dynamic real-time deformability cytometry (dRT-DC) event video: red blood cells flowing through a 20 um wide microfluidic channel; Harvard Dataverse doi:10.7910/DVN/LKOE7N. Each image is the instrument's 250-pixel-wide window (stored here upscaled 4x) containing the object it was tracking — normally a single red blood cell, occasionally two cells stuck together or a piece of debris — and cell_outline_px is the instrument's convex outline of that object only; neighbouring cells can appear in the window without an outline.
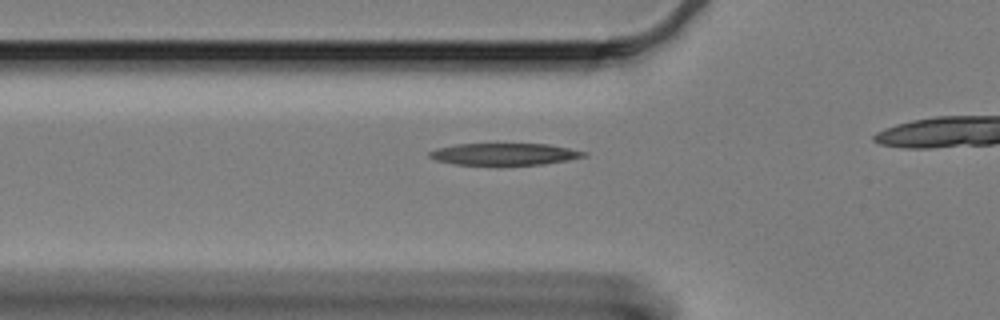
{"species": "Egyptian fruit bat (a non-hibernating species)", "species_latin": "Rousettus aegyptiacus", "temperature_condition": "cold", "stored_images_in_passage": 8, "camera_frame_rate_fps": 3000, "um_per_image_px": 0.085, "animal": {"sex": "female"}, "frame": {"image": 1, "passage_image": 2, "time_ms": 0.333, "image_size_px": [1000, 320], "cell_outline_px": [[588, 156], [568, 160], [540, 164], [456, 164], [436, 160], [428, 156], [428, 152], [436, 148], [456, 144], [548, 144], [588, 152]], "centroid_in_image_um": [42.88, 13.09], "position_along_channel_um": 82.9, "area_um2": 19.42}}
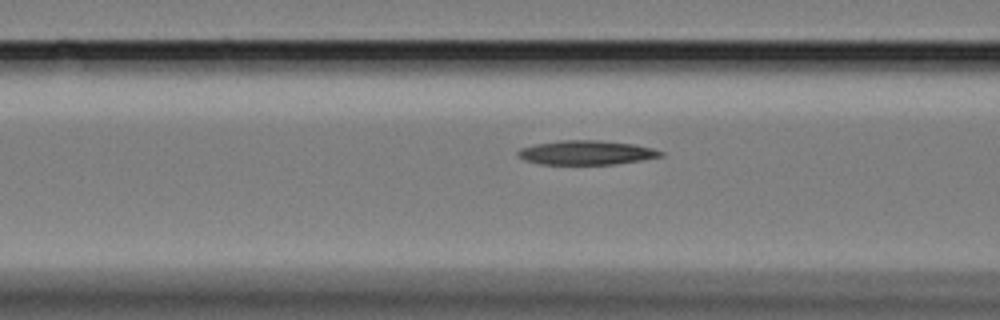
{"frame": {"image": 2, "passage_image": 5, "time_ms": 1.333, "image_size_px": [1000, 320], "cell_outline_px": [[664, 156], [616, 164], [540, 164], [524, 160], [516, 156], [516, 152], [520, 148], [536, 144], [560, 140], [596, 140], [636, 144], [652, 148], [664, 152]], "centroid_in_image_um": [49.82, 12.97], "position_along_channel_um": 116.8, "area_um2": 20.23}}